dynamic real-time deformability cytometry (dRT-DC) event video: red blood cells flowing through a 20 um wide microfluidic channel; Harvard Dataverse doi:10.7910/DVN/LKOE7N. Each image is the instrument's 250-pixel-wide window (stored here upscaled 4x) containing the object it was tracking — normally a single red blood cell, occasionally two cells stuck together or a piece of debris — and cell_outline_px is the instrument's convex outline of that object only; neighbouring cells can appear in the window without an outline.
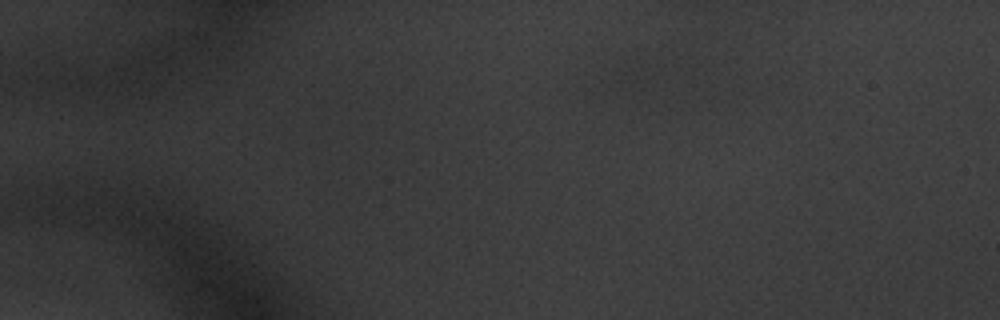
{"species": "common noctule bat (a hibernating species)", "species_latin": "Nyctalus noctula", "temperature_condition": "warm", "stored_images_in_passage": 4, "camera_frame_rate_fps": 3000, "um_per_image_px": 0.085, "animal": {"sex": "male", "body_mass_g": 20.1, "forearm_length_mm": 53.5}, "frame": {"image": 1, "passage_image": 3, "time_ms": 0.667, "image_size_px": [1000, 320], "cell_outline_px": [[696, 68], [692, 72], [644, 84], [620, 88], [612, 80], [636, 56], [648, 48], [692, 56]], "centroid_in_image_um": [55.59, 5.77], "position_along_channel_um": 29.4, "area_um2": 14.22}}